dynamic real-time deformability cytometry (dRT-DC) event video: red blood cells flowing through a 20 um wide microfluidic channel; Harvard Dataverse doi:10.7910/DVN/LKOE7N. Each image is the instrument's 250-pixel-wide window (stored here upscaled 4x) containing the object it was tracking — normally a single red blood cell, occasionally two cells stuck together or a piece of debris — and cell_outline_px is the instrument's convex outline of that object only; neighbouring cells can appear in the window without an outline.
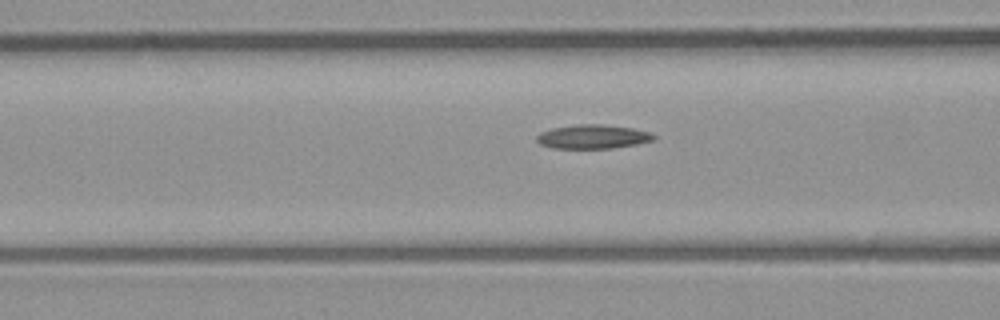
{"species": "common noctule bat (a hibernating species)", "species_latin": "Nyctalus noctula", "temperature_condition": "room temperature", "stored_images_in_passage": 19, "camera_frame_rate_fps": 3000, "um_per_image_px": 0.085, "animal": {"sex": "male", "body_mass_g": 23.1, "forearm_length_mm": 52.7}, "frame": {"image": 1, "passage_image": 8, "time_ms": 2.333, "image_size_px": [1000, 320], "cell_outline_px": [[656, 140], [636, 144], [612, 148], [552, 148], [540, 144], [536, 140], [536, 136], [540, 132], [552, 128], [576, 124], [600, 124], [632, 128], [652, 132], [656, 136]], "centroid_in_image_um": [50.4, 11.61], "position_along_channel_um": 116.2, "area_um2": 16.47}}
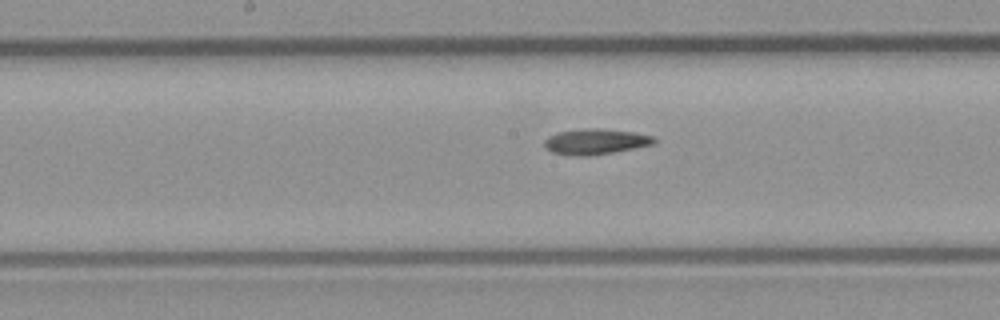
{"frame": {"image": 2, "passage_image": 14, "time_ms": 4.333, "image_size_px": [1000, 320], "cell_outline_px": [[656, 144], [612, 152], [588, 156], [580, 156], [552, 152], [544, 144], [544, 140], [548, 136], [556, 132], [584, 128], [600, 128], [636, 132], [652, 136], [656, 140]], "centroid_in_image_um": [50.64, 12.02], "position_along_channel_um": 197.6, "area_um2": 16.36}}
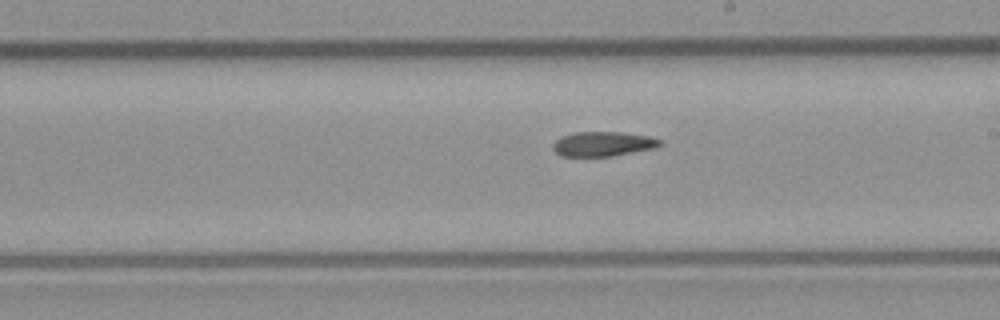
{"frame": {"image": 3, "passage_image": 17, "time_ms": 5.333, "image_size_px": [1000, 320], "cell_outline_px": [[664, 144], [656, 148], [612, 156], [560, 156], [552, 148], [552, 144], [560, 136], [572, 132], [620, 132], [648, 136], [664, 140]], "centroid_in_image_um": [51.27, 12.23], "position_along_channel_um": 237.7, "area_um2": 15.61}}